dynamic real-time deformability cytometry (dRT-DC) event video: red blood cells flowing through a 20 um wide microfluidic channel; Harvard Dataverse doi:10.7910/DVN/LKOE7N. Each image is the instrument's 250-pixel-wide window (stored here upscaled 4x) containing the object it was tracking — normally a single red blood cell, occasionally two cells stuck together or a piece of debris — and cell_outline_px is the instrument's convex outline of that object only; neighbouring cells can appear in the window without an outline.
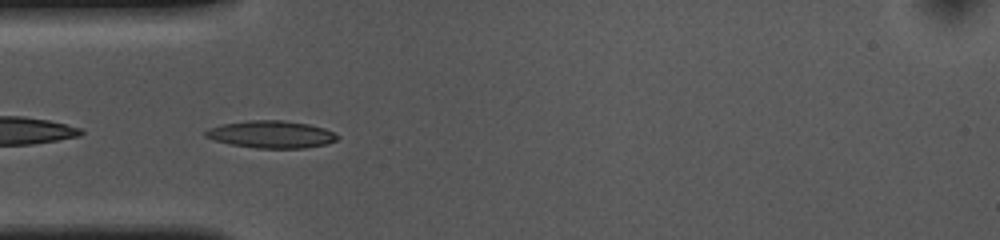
{"species": "common noctule bat (a hibernating species)", "species_latin": "Nyctalus noctula", "temperature_condition": "cold", "stored_images_in_passage": 41, "camera_frame_rate_fps": 3000, "um_per_image_px": 0.085, "animal": {"sex": "female", "body_mass_g": 10.0, "forearm_length_mm": 53.1}, "frame": {"image": 1, "passage_image": 2, "time_ms": 0.333, "image_size_px": [1000, 240], "cell_outline_px": [[340, 136], [336, 140], [324, 144], [304, 148], [256, 148], [228, 144], [204, 136], [204, 132], [208, 128], [220, 124], [248, 120], [284, 120], [308, 124], [324, 128]], "centroid_in_image_um": [23.01, 11.41], "position_along_channel_um": 62.0, "area_um2": 20.98}}
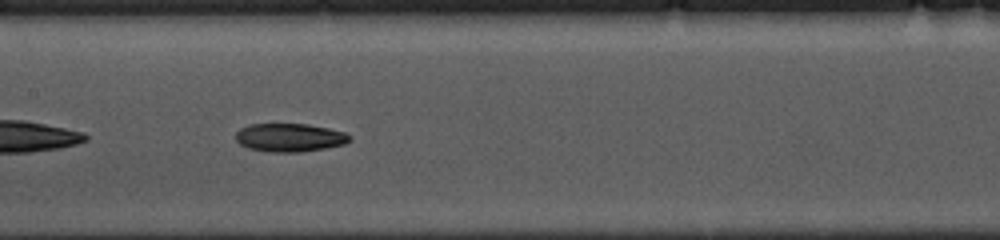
{"frame": {"image": 2, "passage_image": 12, "time_ms": 3.667, "image_size_px": [1000, 240], "cell_outline_px": [[352, 140], [344, 144], [324, 148], [300, 152], [272, 152], [248, 148], [240, 144], [236, 140], [236, 132], [240, 128], [248, 124], [308, 124], [328, 128], [344, 132], [352, 136]], "centroid_in_image_um": [24.62, 11.68], "position_along_channel_um": 182.8, "area_um2": 18.84}}
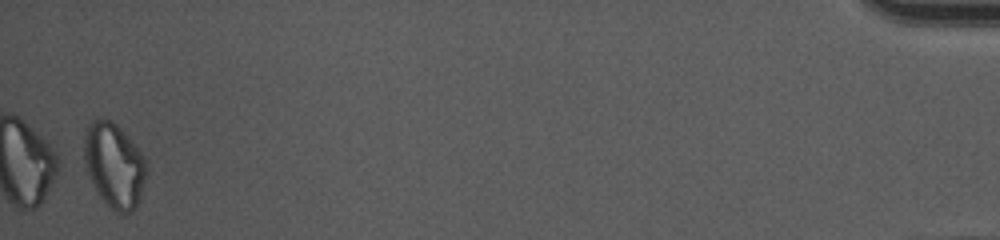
{"frame": {"image": 3, "passage_image": 40, "time_ms": 13.0, "image_size_px": [1000, 240], "cell_outline_px": [[148, 172], [140, 200], [136, 208], [132, 212], [116, 212], [100, 196], [88, 176], [84, 164], [84, 132], [88, 124], [92, 120], [112, 120], [128, 136], [144, 156], [148, 168]], "centroid_in_image_um": [9.73, 14.05], "position_along_channel_um": 425.5, "area_um2": 30.92}}